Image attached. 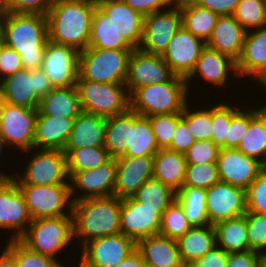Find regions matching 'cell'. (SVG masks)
<instances>
[{"label": "cell", "instance_id": "6da1fadb", "mask_svg": "<svg viewBox=\"0 0 266 267\" xmlns=\"http://www.w3.org/2000/svg\"><path fill=\"white\" fill-rule=\"evenodd\" d=\"M96 0H54L46 14L48 40L77 49L88 48Z\"/></svg>", "mask_w": 266, "mask_h": 267}, {"label": "cell", "instance_id": "7a4b0ae2", "mask_svg": "<svg viewBox=\"0 0 266 267\" xmlns=\"http://www.w3.org/2000/svg\"><path fill=\"white\" fill-rule=\"evenodd\" d=\"M5 45L21 57L23 68L41 67L48 41L46 15L8 12L0 25Z\"/></svg>", "mask_w": 266, "mask_h": 267}, {"label": "cell", "instance_id": "3957f363", "mask_svg": "<svg viewBox=\"0 0 266 267\" xmlns=\"http://www.w3.org/2000/svg\"><path fill=\"white\" fill-rule=\"evenodd\" d=\"M120 209L121 198L116 196L74 201L73 238L80 244L76 246L80 249L92 239L120 233Z\"/></svg>", "mask_w": 266, "mask_h": 267}, {"label": "cell", "instance_id": "277c9868", "mask_svg": "<svg viewBox=\"0 0 266 267\" xmlns=\"http://www.w3.org/2000/svg\"><path fill=\"white\" fill-rule=\"evenodd\" d=\"M190 91L186 79L175 75L166 83L137 88L129 96L130 109L142 117L182 113L186 104L190 102Z\"/></svg>", "mask_w": 266, "mask_h": 267}, {"label": "cell", "instance_id": "5b68a950", "mask_svg": "<svg viewBox=\"0 0 266 267\" xmlns=\"http://www.w3.org/2000/svg\"><path fill=\"white\" fill-rule=\"evenodd\" d=\"M19 240L29 249L61 262L60 258L65 255L63 251L75 245L72 244L74 242L73 217L61 216L32 220ZM59 254L61 257L58 256Z\"/></svg>", "mask_w": 266, "mask_h": 267}, {"label": "cell", "instance_id": "8992f818", "mask_svg": "<svg viewBox=\"0 0 266 267\" xmlns=\"http://www.w3.org/2000/svg\"><path fill=\"white\" fill-rule=\"evenodd\" d=\"M23 153L25 154L24 156H29L30 158H27L29 161H26L27 163L24 165L23 170L14 172L11 176L16 184H69L66 154L63 150L32 148L20 154L22 155Z\"/></svg>", "mask_w": 266, "mask_h": 267}, {"label": "cell", "instance_id": "52a82bcc", "mask_svg": "<svg viewBox=\"0 0 266 267\" xmlns=\"http://www.w3.org/2000/svg\"><path fill=\"white\" fill-rule=\"evenodd\" d=\"M75 86L84 112L110 118L130 108V97L125 84L93 82L78 75Z\"/></svg>", "mask_w": 266, "mask_h": 267}, {"label": "cell", "instance_id": "ba28073f", "mask_svg": "<svg viewBox=\"0 0 266 267\" xmlns=\"http://www.w3.org/2000/svg\"><path fill=\"white\" fill-rule=\"evenodd\" d=\"M132 50L87 48L79 53V76L99 83L125 84Z\"/></svg>", "mask_w": 266, "mask_h": 267}, {"label": "cell", "instance_id": "9c48e42d", "mask_svg": "<svg viewBox=\"0 0 266 267\" xmlns=\"http://www.w3.org/2000/svg\"><path fill=\"white\" fill-rule=\"evenodd\" d=\"M52 89L41 68H22L0 81V100L11 105L38 109L40 100Z\"/></svg>", "mask_w": 266, "mask_h": 267}, {"label": "cell", "instance_id": "30bf717a", "mask_svg": "<svg viewBox=\"0 0 266 267\" xmlns=\"http://www.w3.org/2000/svg\"><path fill=\"white\" fill-rule=\"evenodd\" d=\"M24 196L32 220L72 216L73 200L69 184H17Z\"/></svg>", "mask_w": 266, "mask_h": 267}, {"label": "cell", "instance_id": "8fae6325", "mask_svg": "<svg viewBox=\"0 0 266 267\" xmlns=\"http://www.w3.org/2000/svg\"><path fill=\"white\" fill-rule=\"evenodd\" d=\"M38 109L11 105L0 100V137L8 148L24 152L33 148Z\"/></svg>", "mask_w": 266, "mask_h": 267}, {"label": "cell", "instance_id": "7c38bea8", "mask_svg": "<svg viewBox=\"0 0 266 267\" xmlns=\"http://www.w3.org/2000/svg\"><path fill=\"white\" fill-rule=\"evenodd\" d=\"M79 250L77 261L85 267H115L136 250V242L118 233L92 239Z\"/></svg>", "mask_w": 266, "mask_h": 267}, {"label": "cell", "instance_id": "4fadbf2b", "mask_svg": "<svg viewBox=\"0 0 266 267\" xmlns=\"http://www.w3.org/2000/svg\"><path fill=\"white\" fill-rule=\"evenodd\" d=\"M174 76L161 55L135 48L129 56L125 85L130 96L137 88L166 83Z\"/></svg>", "mask_w": 266, "mask_h": 267}, {"label": "cell", "instance_id": "5bb4252c", "mask_svg": "<svg viewBox=\"0 0 266 267\" xmlns=\"http://www.w3.org/2000/svg\"><path fill=\"white\" fill-rule=\"evenodd\" d=\"M181 26V10L177 4L170 9L144 16L143 38L139 49L162 55Z\"/></svg>", "mask_w": 266, "mask_h": 267}, {"label": "cell", "instance_id": "9a60e30c", "mask_svg": "<svg viewBox=\"0 0 266 267\" xmlns=\"http://www.w3.org/2000/svg\"><path fill=\"white\" fill-rule=\"evenodd\" d=\"M79 53L73 47L47 41L40 68L53 88L76 85L79 75Z\"/></svg>", "mask_w": 266, "mask_h": 267}, {"label": "cell", "instance_id": "2e32d148", "mask_svg": "<svg viewBox=\"0 0 266 267\" xmlns=\"http://www.w3.org/2000/svg\"><path fill=\"white\" fill-rule=\"evenodd\" d=\"M32 218L24 196L10 177L0 184V232L9 234L10 240L19 239L29 227ZM11 231V232H10Z\"/></svg>", "mask_w": 266, "mask_h": 267}, {"label": "cell", "instance_id": "e0dca14e", "mask_svg": "<svg viewBox=\"0 0 266 267\" xmlns=\"http://www.w3.org/2000/svg\"><path fill=\"white\" fill-rule=\"evenodd\" d=\"M115 177V158H111L105 164L94 169L73 173L69 177L70 194L73 202L86 198L113 196Z\"/></svg>", "mask_w": 266, "mask_h": 267}, {"label": "cell", "instance_id": "ac0fdd59", "mask_svg": "<svg viewBox=\"0 0 266 267\" xmlns=\"http://www.w3.org/2000/svg\"><path fill=\"white\" fill-rule=\"evenodd\" d=\"M161 217L157 208L145 207L132 197L121 198L120 233L135 242L158 234Z\"/></svg>", "mask_w": 266, "mask_h": 267}, {"label": "cell", "instance_id": "d6986e66", "mask_svg": "<svg viewBox=\"0 0 266 267\" xmlns=\"http://www.w3.org/2000/svg\"><path fill=\"white\" fill-rule=\"evenodd\" d=\"M206 206L211 225L247 212L246 190L219 181L206 190Z\"/></svg>", "mask_w": 266, "mask_h": 267}, {"label": "cell", "instance_id": "ffe728a7", "mask_svg": "<svg viewBox=\"0 0 266 267\" xmlns=\"http://www.w3.org/2000/svg\"><path fill=\"white\" fill-rule=\"evenodd\" d=\"M216 164L220 181L245 190L265 169L261 162L237 148H221Z\"/></svg>", "mask_w": 266, "mask_h": 267}, {"label": "cell", "instance_id": "44dd1931", "mask_svg": "<svg viewBox=\"0 0 266 267\" xmlns=\"http://www.w3.org/2000/svg\"><path fill=\"white\" fill-rule=\"evenodd\" d=\"M205 47L203 40L181 26L161 56L175 75L186 79Z\"/></svg>", "mask_w": 266, "mask_h": 267}, {"label": "cell", "instance_id": "7402d4cb", "mask_svg": "<svg viewBox=\"0 0 266 267\" xmlns=\"http://www.w3.org/2000/svg\"><path fill=\"white\" fill-rule=\"evenodd\" d=\"M239 77L236 67V61L233 60L228 55L222 54L216 50H213L206 46L199 59L196 62V65L190 75L186 78V83L188 90L191 88V82L195 77L201 83H209L211 87H219L225 89L228 86L230 80V74ZM198 76V77H197ZM229 76V77H228ZM225 87V88H224Z\"/></svg>", "mask_w": 266, "mask_h": 267}, {"label": "cell", "instance_id": "603a6c76", "mask_svg": "<svg viewBox=\"0 0 266 267\" xmlns=\"http://www.w3.org/2000/svg\"><path fill=\"white\" fill-rule=\"evenodd\" d=\"M116 160L113 196L131 197L147 180L153 178L154 156H120Z\"/></svg>", "mask_w": 266, "mask_h": 267}, {"label": "cell", "instance_id": "cb8c5ba5", "mask_svg": "<svg viewBox=\"0 0 266 267\" xmlns=\"http://www.w3.org/2000/svg\"><path fill=\"white\" fill-rule=\"evenodd\" d=\"M239 78H250L257 85L266 76V26L246 32L240 58L236 62ZM244 76V77H243ZM242 77V78H241Z\"/></svg>", "mask_w": 266, "mask_h": 267}, {"label": "cell", "instance_id": "d4e9b609", "mask_svg": "<svg viewBox=\"0 0 266 267\" xmlns=\"http://www.w3.org/2000/svg\"><path fill=\"white\" fill-rule=\"evenodd\" d=\"M96 3L128 44L133 49L139 48L143 38L144 16L123 0H96Z\"/></svg>", "mask_w": 266, "mask_h": 267}, {"label": "cell", "instance_id": "484cf974", "mask_svg": "<svg viewBox=\"0 0 266 267\" xmlns=\"http://www.w3.org/2000/svg\"><path fill=\"white\" fill-rule=\"evenodd\" d=\"M246 32L233 15L219 16L206 46L228 55L237 62L243 49Z\"/></svg>", "mask_w": 266, "mask_h": 267}, {"label": "cell", "instance_id": "4316f807", "mask_svg": "<svg viewBox=\"0 0 266 267\" xmlns=\"http://www.w3.org/2000/svg\"><path fill=\"white\" fill-rule=\"evenodd\" d=\"M136 250L147 267H185L176 240L159 233L137 241Z\"/></svg>", "mask_w": 266, "mask_h": 267}, {"label": "cell", "instance_id": "83f0119b", "mask_svg": "<svg viewBox=\"0 0 266 267\" xmlns=\"http://www.w3.org/2000/svg\"><path fill=\"white\" fill-rule=\"evenodd\" d=\"M74 120L45 116L38 110L33 148L64 151Z\"/></svg>", "mask_w": 266, "mask_h": 267}, {"label": "cell", "instance_id": "f1b7e54d", "mask_svg": "<svg viewBox=\"0 0 266 267\" xmlns=\"http://www.w3.org/2000/svg\"><path fill=\"white\" fill-rule=\"evenodd\" d=\"M107 118L82 111L74 120L65 148L105 146Z\"/></svg>", "mask_w": 266, "mask_h": 267}, {"label": "cell", "instance_id": "f546056e", "mask_svg": "<svg viewBox=\"0 0 266 267\" xmlns=\"http://www.w3.org/2000/svg\"><path fill=\"white\" fill-rule=\"evenodd\" d=\"M186 165L183 153L160 148L154 155L153 178L177 193L184 185Z\"/></svg>", "mask_w": 266, "mask_h": 267}, {"label": "cell", "instance_id": "4dcf8cb0", "mask_svg": "<svg viewBox=\"0 0 266 267\" xmlns=\"http://www.w3.org/2000/svg\"><path fill=\"white\" fill-rule=\"evenodd\" d=\"M178 251L185 267L203 257L217 245L214 225L192 226L177 240Z\"/></svg>", "mask_w": 266, "mask_h": 267}, {"label": "cell", "instance_id": "1f68e13d", "mask_svg": "<svg viewBox=\"0 0 266 267\" xmlns=\"http://www.w3.org/2000/svg\"><path fill=\"white\" fill-rule=\"evenodd\" d=\"M45 116L76 119L82 112L76 86L53 88L39 103Z\"/></svg>", "mask_w": 266, "mask_h": 267}, {"label": "cell", "instance_id": "d6a6232c", "mask_svg": "<svg viewBox=\"0 0 266 267\" xmlns=\"http://www.w3.org/2000/svg\"><path fill=\"white\" fill-rule=\"evenodd\" d=\"M176 4L181 10L182 26L207 43L219 15L197 5L192 0H177Z\"/></svg>", "mask_w": 266, "mask_h": 267}, {"label": "cell", "instance_id": "836d02e7", "mask_svg": "<svg viewBox=\"0 0 266 267\" xmlns=\"http://www.w3.org/2000/svg\"><path fill=\"white\" fill-rule=\"evenodd\" d=\"M88 48L133 50L128 42L115 29L108 15L95 7Z\"/></svg>", "mask_w": 266, "mask_h": 267}, {"label": "cell", "instance_id": "e575fe53", "mask_svg": "<svg viewBox=\"0 0 266 267\" xmlns=\"http://www.w3.org/2000/svg\"><path fill=\"white\" fill-rule=\"evenodd\" d=\"M159 149L149 119L132 110L129 144L123 156H154Z\"/></svg>", "mask_w": 266, "mask_h": 267}, {"label": "cell", "instance_id": "d590c367", "mask_svg": "<svg viewBox=\"0 0 266 267\" xmlns=\"http://www.w3.org/2000/svg\"><path fill=\"white\" fill-rule=\"evenodd\" d=\"M217 246L228 253L249 250L246 215L223 220L214 225Z\"/></svg>", "mask_w": 266, "mask_h": 267}, {"label": "cell", "instance_id": "8d00e7d4", "mask_svg": "<svg viewBox=\"0 0 266 267\" xmlns=\"http://www.w3.org/2000/svg\"><path fill=\"white\" fill-rule=\"evenodd\" d=\"M132 127V110L107 118L105 148L111 158H118L126 153Z\"/></svg>", "mask_w": 266, "mask_h": 267}, {"label": "cell", "instance_id": "74e56055", "mask_svg": "<svg viewBox=\"0 0 266 267\" xmlns=\"http://www.w3.org/2000/svg\"><path fill=\"white\" fill-rule=\"evenodd\" d=\"M237 149L266 166V106L249 122Z\"/></svg>", "mask_w": 266, "mask_h": 267}, {"label": "cell", "instance_id": "f35d334b", "mask_svg": "<svg viewBox=\"0 0 266 267\" xmlns=\"http://www.w3.org/2000/svg\"><path fill=\"white\" fill-rule=\"evenodd\" d=\"M176 200L192 226L209 225L206 206V190L197 187L183 186L176 193Z\"/></svg>", "mask_w": 266, "mask_h": 267}, {"label": "cell", "instance_id": "ab89813d", "mask_svg": "<svg viewBox=\"0 0 266 267\" xmlns=\"http://www.w3.org/2000/svg\"><path fill=\"white\" fill-rule=\"evenodd\" d=\"M66 154L67 173L94 169L108 162L111 157L108 150L102 147L64 148Z\"/></svg>", "mask_w": 266, "mask_h": 267}, {"label": "cell", "instance_id": "60d3db41", "mask_svg": "<svg viewBox=\"0 0 266 267\" xmlns=\"http://www.w3.org/2000/svg\"><path fill=\"white\" fill-rule=\"evenodd\" d=\"M131 197L137 202L144 204L145 207L157 208L163 214L176 199V192L161 181L151 178Z\"/></svg>", "mask_w": 266, "mask_h": 267}, {"label": "cell", "instance_id": "b9f144b4", "mask_svg": "<svg viewBox=\"0 0 266 267\" xmlns=\"http://www.w3.org/2000/svg\"><path fill=\"white\" fill-rule=\"evenodd\" d=\"M8 240V241H7ZM5 248L13 255L16 267H66L64 262L41 255L25 246L19 239L7 237Z\"/></svg>", "mask_w": 266, "mask_h": 267}, {"label": "cell", "instance_id": "7bdbcfd3", "mask_svg": "<svg viewBox=\"0 0 266 267\" xmlns=\"http://www.w3.org/2000/svg\"><path fill=\"white\" fill-rule=\"evenodd\" d=\"M209 104V105H208ZM212 103H207L205 108L200 110L191 107L189 102L182 111V118L186 121V125L193 135L195 141L211 140L213 133L212 125Z\"/></svg>", "mask_w": 266, "mask_h": 267}, {"label": "cell", "instance_id": "ee69618b", "mask_svg": "<svg viewBox=\"0 0 266 267\" xmlns=\"http://www.w3.org/2000/svg\"><path fill=\"white\" fill-rule=\"evenodd\" d=\"M221 101L212 104L213 133L211 140L220 148H226V138H228L231 117L240 109V106L235 102L232 105L230 102L225 103L222 99Z\"/></svg>", "mask_w": 266, "mask_h": 267}, {"label": "cell", "instance_id": "f6af8a7d", "mask_svg": "<svg viewBox=\"0 0 266 267\" xmlns=\"http://www.w3.org/2000/svg\"><path fill=\"white\" fill-rule=\"evenodd\" d=\"M246 31L266 26V0H240L233 14Z\"/></svg>", "mask_w": 266, "mask_h": 267}, {"label": "cell", "instance_id": "bcb514c9", "mask_svg": "<svg viewBox=\"0 0 266 267\" xmlns=\"http://www.w3.org/2000/svg\"><path fill=\"white\" fill-rule=\"evenodd\" d=\"M191 227L192 225L185 216L183 207L175 199L162 214L159 234L177 240Z\"/></svg>", "mask_w": 266, "mask_h": 267}, {"label": "cell", "instance_id": "7dc6e473", "mask_svg": "<svg viewBox=\"0 0 266 267\" xmlns=\"http://www.w3.org/2000/svg\"><path fill=\"white\" fill-rule=\"evenodd\" d=\"M241 106L242 107L231 117L228 138H226V148H237L239 146L243 136L248 130L249 122L265 107V104L256 107L253 105L251 106L252 108L244 104H241Z\"/></svg>", "mask_w": 266, "mask_h": 267}, {"label": "cell", "instance_id": "c3c4849f", "mask_svg": "<svg viewBox=\"0 0 266 267\" xmlns=\"http://www.w3.org/2000/svg\"><path fill=\"white\" fill-rule=\"evenodd\" d=\"M216 163L187 164L184 185L207 190L219 182Z\"/></svg>", "mask_w": 266, "mask_h": 267}, {"label": "cell", "instance_id": "681fc988", "mask_svg": "<svg viewBox=\"0 0 266 267\" xmlns=\"http://www.w3.org/2000/svg\"><path fill=\"white\" fill-rule=\"evenodd\" d=\"M147 118L151 123L158 147L168 148L176 131L178 121L182 118V113L161 114Z\"/></svg>", "mask_w": 266, "mask_h": 267}, {"label": "cell", "instance_id": "f907efd6", "mask_svg": "<svg viewBox=\"0 0 266 267\" xmlns=\"http://www.w3.org/2000/svg\"><path fill=\"white\" fill-rule=\"evenodd\" d=\"M245 215L249 250L262 254L266 252V215L249 211Z\"/></svg>", "mask_w": 266, "mask_h": 267}, {"label": "cell", "instance_id": "816d5d0a", "mask_svg": "<svg viewBox=\"0 0 266 267\" xmlns=\"http://www.w3.org/2000/svg\"><path fill=\"white\" fill-rule=\"evenodd\" d=\"M247 211L266 215V169L246 189Z\"/></svg>", "mask_w": 266, "mask_h": 267}, {"label": "cell", "instance_id": "f5cc1de1", "mask_svg": "<svg viewBox=\"0 0 266 267\" xmlns=\"http://www.w3.org/2000/svg\"><path fill=\"white\" fill-rule=\"evenodd\" d=\"M221 148L212 140L195 141L184 153L187 164L216 163Z\"/></svg>", "mask_w": 266, "mask_h": 267}, {"label": "cell", "instance_id": "db71d44e", "mask_svg": "<svg viewBox=\"0 0 266 267\" xmlns=\"http://www.w3.org/2000/svg\"><path fill=\"white\" fill-rule=\"evenodd\" d=\"M54 0H4L8 12L46 15Z\"/></svg>", "mask_w": 266, "mask_h": 267}, {"label": "cell", "instance_id": "11a10c76", "mask_svg": "<svg viewBox=\"0 0 266 267\" xmlns=\"http://www.w3.org/2000/svg\"><path fill=\"white\" fill-rule=\"evenodd\" d=\"M22 68L20 55L12 48L4 45L0 51V81Z\"/></svg>", "mask_w": 266, "mask_h": 267}, {"label": "cell", "instance_id": "9f6ffc18", "mask_svg": "<svg viewBox=\"0 0 266 267\" xmlns=\"http://www.w3.org/2000/svg\"><path fill=\"white\" fill-rule=\"evenodd\" d=\"M133 10L139 12L143 16H147L154 12L164 11L172 8L177 0H123Z\"/></svg>", "mask_w": 266, "mask_h": 267}, {"label": "cell", "instance_id": "6f0895ef", "mask_svg": "<svg viewBox=\"0 0 266 267\" xmlns=\"http://www.w3.org/2000/svg\"><path fill=\"white\" fill-rule=\"evenodd\" d=\"M229 253L217 245L203 257L195 259L187 267H227Z\"/></svg>", "mask_w": 266, "mask_h": 267}, {"label": "cell", "instance_id": "680465c9", "mask_svg": "<svg viewBox=\"0 0 266 267\" xmlns=\"http://www.w3.org/2000/svg\"><path fill=\"white\" fill-rule=\"evenodd\" d=\"M194 142L195 139L190 133L186 125V121L181 118L178 121L176 131L174 132L171 144L168 149L184 154Z\"/></svg>", "mask_w": 266, "mask_h": 267}, {"label": "cell", "instance_id": "91938a15", "mask_svg": "<svg viewBox=\"0 0 266 267\" xmlns=\"http://www.w3.org/2000/svg\"><path fill=\"white\" fill-rule=\"evenodd\" d=\"M261 254L255 251L231 252L227 267H260Z\"/></svg>", "mask_w": 266, "mask_h": 267}, {"label": "cell", "instance_id": "94428289", "mask_svg": "<svg viewBox=\"0 0 266 267\" xmlns=\"http://www.w3.org/2000/svg\"><path fill=\"white\" fill-rule=\"evenodd\" d=\"M197 5L223 15H233L240 0H192Z\"/></svg>", "mask_w": 266, "mask_h": 267}, {"label": "cell", "instance_id": "6125c7cd", "mask_svg": "<svg viewBox=\"0 0 266 267\" xmlns=\"http://www.w3.org/2000/svg\"><path fill=\"white\" fill-rule=\"evenodd\" d=\"M115 267H147L141 254L135 250Z\"/></svg>", "mask_w": 266, "mask_h": 267}, {"label": "cell", "instance_id": "be15d7a7", "mask_svg": "<svg viewBox=\"0 0 266 267\" xmlns=\"http://www.w3.org/2000/svg\"><path fill=\"white\" fill-rule=\"evenodd\" d=\"M0 253V267H16L13 255L5 248Z\"/></svg>", "mask_w": 266, "mask_h": 267}, {"label": "cell", "instance_id": "e7e4bbea", "mask_svg": "<svg viewBox=\"0 0 266 267\" xmlns=\"http://www.w3.org/2000/svg\"><path fill=\"white\" fill-rule=\"evenodd\" d=\"M8 11L5 6L4 0H0V25L2 21L5 19V16L7 15Z\"/></svg>", "mask_w": 266, "mask_h": 267}, {"label": "cell", "instance_id": "03108f58", "mask_svg": "<svg viewBox=\"0 0 266 267\" xmlns=\"http://www.w3.org/2000/svg\"><path fill=\"white\" fill-rule=\"evenodd\" d=\"M7 147H8V145L6 144L5 140L2 137H0V159H1L0 161H2V159L4 158V157H2V154H4V153L6 154V152L9 151V150H6V149H9Z\"/></svg>", "mask_w": 266, "mask_h": 267}, {"label": "cell", "instance_id": "003e7915", "mask_svg": "<svg viewBox=\"0 0 266 267\" xmlns=\"http://www.w3.org/2000/svg\"><path fill=\"white\" fill-rule=\"evenodd\" d=\"M3 168L0 170V184L6 179V178H10L13 174L10 173H6V169L4 168V171H2Z\"/></svg>", "mask_w": 266, "mask_h": 267}, {"label": "cell", "instance_id": "a7ac6f4b", "mask_svg": "<svg viewBox=\"0 0 266 267\" xmlns=\"http://www.w3.org/2000/svg\"><path fill=\"white\" fill-rule=\"evenodd\" d=\"M261 266L266 267V252L261 254Z\"/></svg>", "mask_w": 266, "mask_h": 267}, {"label": "cell", "instance_id": "89a4df30", "mask_svg": "<svg viewBox=\"0 0 266 267\" xmlns=\"http://www.w3.org/2000/svg\"><path fill=\"white\" fill-rule=\"evenodd\" d=\"M4 45H5L4 37H3V34L1 32V30H0V51L3 48Z\"/></svg>", "mask_w": 266, "mask_h": 267}, {"label": "cell", "instance_id": "2644e50d", "mask_svg": "<svg viewBox=\"0 0 266 267\" xmlns=\"http://www.w3.org/2000/svg\"><path fill=\"white\" fill-rule=\"evenodd\" d=\"M260 87H262L261 89H263V87H264V89H265V91H266V76H265V78L258 84ZM266 104V103H265ZM266 106V105H265Z\"/></svg>", "mask_w": 266, "mask_h": 267}, {"label": "cell", "instance_id": "8c879c8a", "mask_svg": "<svg viewBox=\"0 0 266 267\" xmlns=\"http://www.w3.org/2000/svg\"><path fill=\"white\" fill-rule=\"evenodd\" d=\"M75 263H78L77 267H85L81 262H75ZM66 267L68 266L66 265Z\"/></svg>", "mask_w": 266, "mask_h": 267}]
</instances>
